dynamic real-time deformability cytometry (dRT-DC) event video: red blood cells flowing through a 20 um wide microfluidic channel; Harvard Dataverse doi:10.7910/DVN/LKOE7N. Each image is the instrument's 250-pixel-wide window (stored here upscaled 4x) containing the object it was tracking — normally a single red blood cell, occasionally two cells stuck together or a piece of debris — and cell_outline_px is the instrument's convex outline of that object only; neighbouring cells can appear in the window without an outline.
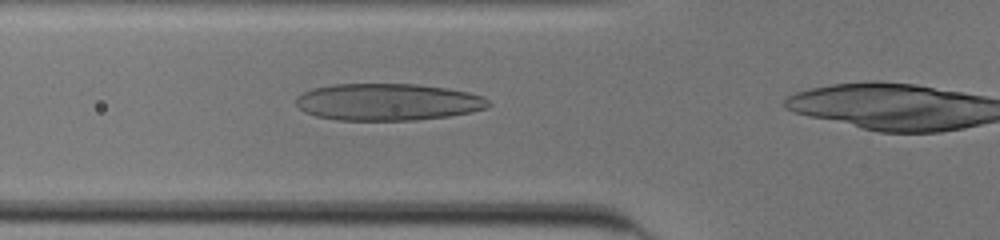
{"species": "human", "species_latin": "Homo sapiens", "temperature_condition": "cold", "stored_images_in_passage": 5, "camera_frame_rate_fps": 3000, "um_per_image_px": 0.085, "donor": {"sex": "male"}, "frame": {"image": 1, "passage_image": 4, "time_ms": 1.0, "image_size_px": [1000, 240], "cell_outline_px": [[492, 104], [488, 108], [472, 112], [448, 116], [416, 120], [336, 120], [316, 116], [304, 112], [296, 104], [296, 96], [312, 88], [332, 84], [416, 84], [448, 88], [468, 92], [484, 96]], "centroid_in_image_um": [32.98, 8.67], "position_along_channel_um": 92.8, "area_um2": 41.79}}